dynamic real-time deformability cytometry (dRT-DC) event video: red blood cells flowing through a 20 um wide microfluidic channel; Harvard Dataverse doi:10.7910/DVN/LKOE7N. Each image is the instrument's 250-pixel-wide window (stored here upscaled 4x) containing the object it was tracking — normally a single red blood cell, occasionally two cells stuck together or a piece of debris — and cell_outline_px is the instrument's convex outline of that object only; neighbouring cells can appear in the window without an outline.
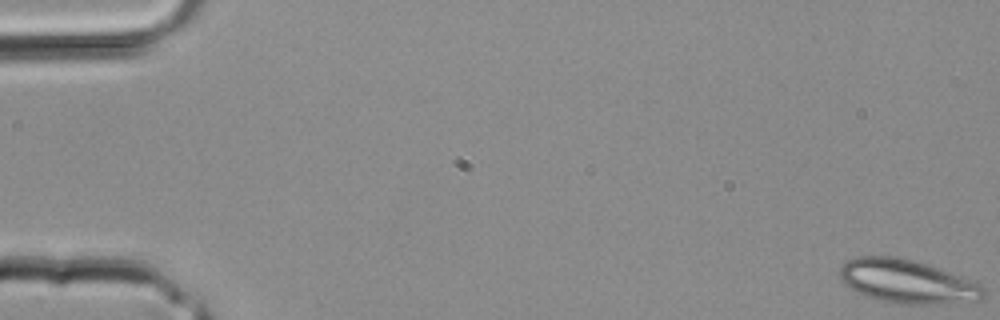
{"species": "common noctule bat (a hibernating species)", "species_latin": "Nyctalus noctula", "temperature_condition": "room temperature", "stored_images_in_passage": 35, "camera_frame_rate_fps": 3000, "um_per_image_px": 0.085, "animal": {"sex": "male", "body_mass_g": 20.4}, "frame": {"image": 1, "passage_image": 1, "time_ms": 0.0, "image_size_px": [1000, 320], "cell_outline_px": [[984, 296], [980, 300], [940, 304], [896, 304], [880, 300], [856, 292], [844, 284], [840, 276], [840, 264], [848, 260], [860, 256], [892, 256], [924, 264], [948, 272], [980, 284], [984, 288]], "centroid_in_image_um": [77.07, 23.94], "position_along_channel_um": 7.9, "area_um2": 36.01}}
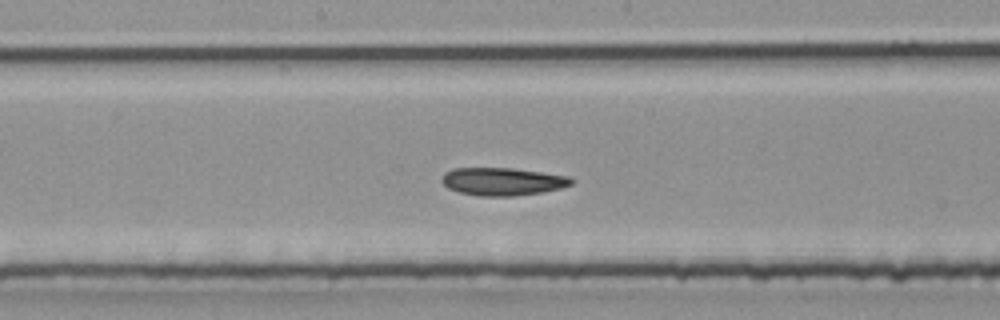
{"frame": {"image": 2, "passage_image": 19, "time_ms": 6.0, "image_size_px": [1000, 320], "cell_outline_px": [[576, 180], [572, 184], [560, 188], [540, 192], [512, 196], [480, 196], [460, 192], [448, 188], [440, 180], [444, 172], [452, 168], [512, 168], [568, 176]], "centroid_in_image_um": [42.69, 15.42], "position_along_channel_um": 205.5, "area_um2": 20.92}}
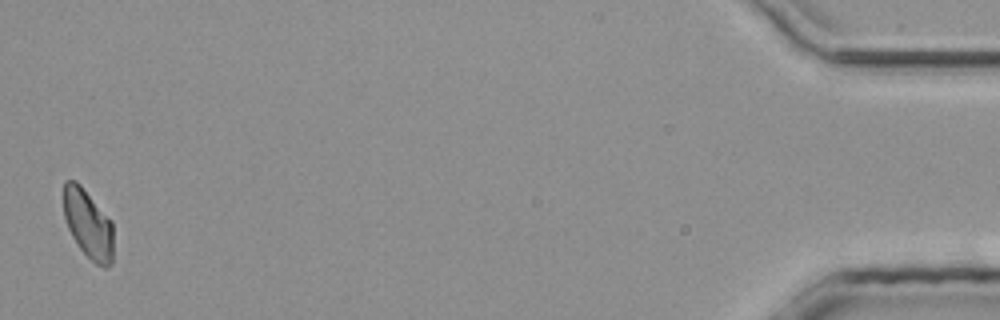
{"frame": {"image": 3, "passage_image": 35, "time_ms": 11.333, "image_size_px": [1000, 320], "cell_outline_px": [[112, 264], [108, 268], [104, 268], [96, 264], [80, 248], [72, 236], [68, 228], [64, 216], [64, 180], [76, 180], [80, 184], [112, 220]], "centroid_in_image_um": [7.5, 19.03], "position_along_channel_um": 427.7, "area_um2": 19.94}}